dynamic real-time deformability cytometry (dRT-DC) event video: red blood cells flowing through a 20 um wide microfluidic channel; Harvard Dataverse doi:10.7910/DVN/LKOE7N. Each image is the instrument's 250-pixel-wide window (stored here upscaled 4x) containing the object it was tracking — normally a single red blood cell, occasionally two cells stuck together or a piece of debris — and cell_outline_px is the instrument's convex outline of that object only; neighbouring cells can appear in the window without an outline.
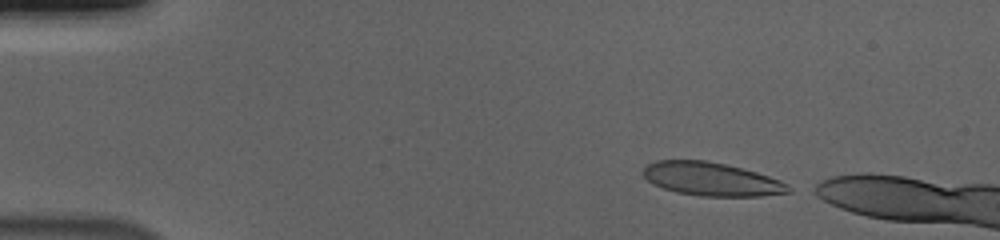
{"species": "human", "species_latin": "Homo sapiens", "temperature_condition": "cold", "stored_images_in_passage": 7, "camera_frame_rate_fps": 3000, "um_per_image_px": 0.085, "donor": {"sex": "male"}, "frame": {"image": 1, "passage_image": 1, "time_ms": 0.0, "image_size_px": [1000, 240], "cell_outline_px": [[792, 192], [760, 196], [700, 196], [676, 192], [652, 184], [644, 176], [644, 168], [648, 164], [656, 160], [704, 160], [724, 164], [756, 172], [780, 180], [788, 184], [792, 188]], "centroid_in_image_um": [60.49, 15.23], "position_along_channel_um": 24.5, "area_um2": 28.15}}